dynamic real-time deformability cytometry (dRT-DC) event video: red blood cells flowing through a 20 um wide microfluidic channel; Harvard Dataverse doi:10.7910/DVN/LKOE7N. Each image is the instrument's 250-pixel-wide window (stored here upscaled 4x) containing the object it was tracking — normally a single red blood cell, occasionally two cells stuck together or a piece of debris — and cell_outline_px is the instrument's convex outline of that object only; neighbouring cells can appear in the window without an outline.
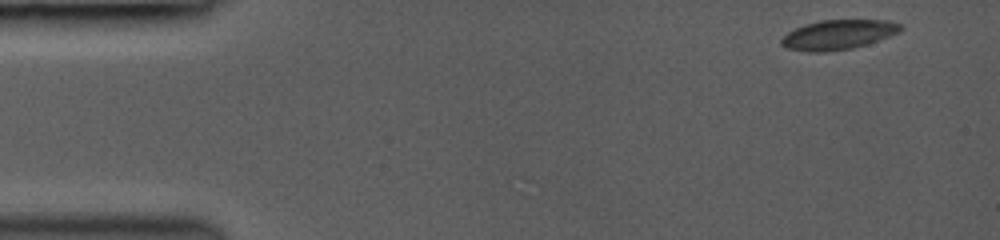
{"species": "common noctule bat (a hibernating species)", "species_latin": "Nyctalus noctula", "temperature_condition": "room temperature", "stored_images_in_passage": 7, "camera_frame_rate_fps": 3000, "um_per_image_px": 0.085, "animal": {"sex": "female", "body_mass_g": 19.0, "forearm_length_mm": 53.3}, "frame": {"image": 1, "passage_image": 1, "time_ms": 0.0, "image_size_px": [1000, 240], "cell_outline_px": [[904, 28], [900, 32], [868, 44], [852, 48], [824, 52], [808, 52], [788, 48], [780, 44], [780, 40], [788, 32], [804, 24], [820, 20], [888, 20], [900, 24]], "centroid_in_image_um": [71.26, 2.94], "position_along_channel_um": 13.7, "area_um2": 20.63}}
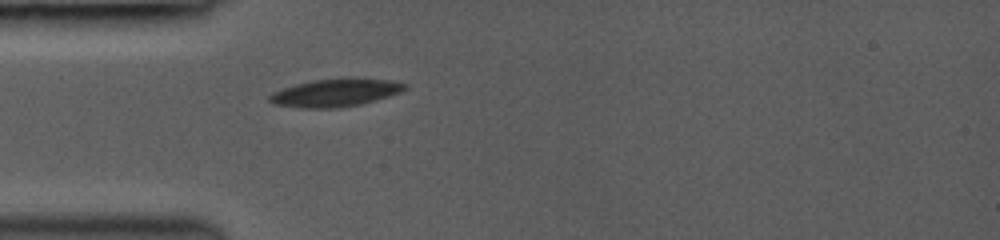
{"frame": {"image": 2, "passage_image": 7, "time_ms": 3.667, "image_size_px": [1000, 240], "cell_outline_px": [[408, 88], [400, 92], [376, 100], [360, 104], [340, 108], [300, 108], [272, 104], [268, 100], [268, 96], [272, 92], [296, 84], [312, 80], [344, 76], [356, 76], [392, 80], [408, 84]], "centroid_in_image_um": [28.54, 7.85], "position_along_channel_um": 56.5, "area_um2": 22.72}}